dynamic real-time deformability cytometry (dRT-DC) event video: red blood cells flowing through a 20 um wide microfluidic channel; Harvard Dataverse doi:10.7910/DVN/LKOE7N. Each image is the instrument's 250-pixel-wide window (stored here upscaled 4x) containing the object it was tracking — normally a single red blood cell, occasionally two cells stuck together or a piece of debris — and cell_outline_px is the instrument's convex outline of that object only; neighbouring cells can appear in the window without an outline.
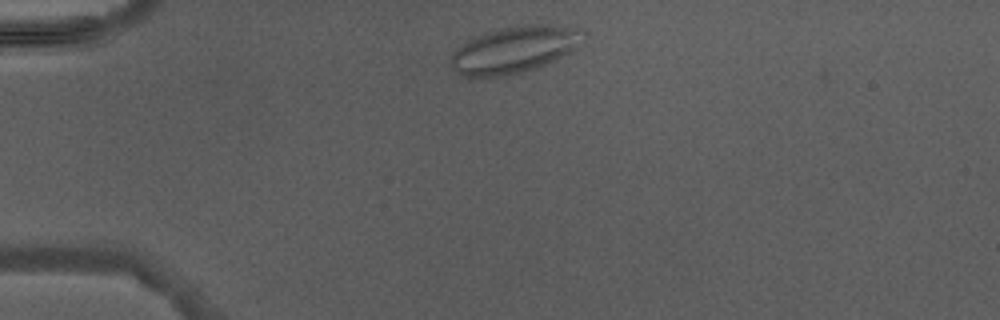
{"species": "Egyptian fruit bat (a non-hibernating species)", "species_latin": "Rousettus aegyptiacus", "temperature_condition": "warm", "stored_images_in_passage": 2, "camera_frame_rate_fps": 3000, "um_per_image_px": 0.085, "animal": {"sex": "male"}, "frame": {"image": 1, "passage_image": 1, "time_ms": 0.0, "image_size_px": [1000, 320], "cell_outline_px": [[584, 32], [576, 48], [536, 68], [524, 72], [508, 76], [472, 80], [460, 76], [452, 68], [452, 52], [460, 44], [476, 36], [500, 28], [516, 24], [548, 24], [584, 28]], "centroid_in_image_um": [43.65, 4.24], "position_along_channel_um": 41.4, "area_um2": 36.65}}